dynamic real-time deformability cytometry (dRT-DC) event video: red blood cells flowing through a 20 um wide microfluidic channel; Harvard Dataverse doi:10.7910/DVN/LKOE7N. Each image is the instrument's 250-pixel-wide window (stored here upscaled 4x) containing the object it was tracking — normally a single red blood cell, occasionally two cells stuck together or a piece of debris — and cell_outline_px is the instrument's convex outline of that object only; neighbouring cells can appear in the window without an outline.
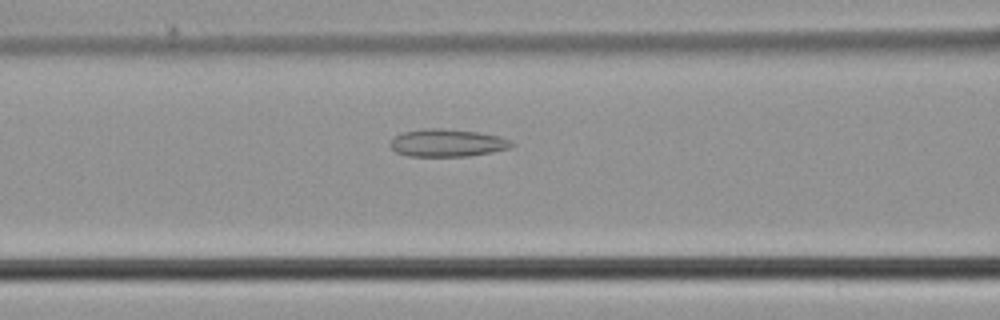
{"species": "common noctule bat (a hibernating species)", "species_latin": "Nyctalus noctula", "temperature_condition": "cold", "stored_images_in_passage": 50, "camera_frame_rate_fps": 3000, "um_per_image_px": 0.085, "animal": {"sex": "male", "body_mass_g": 21.5, "forearm_length_mm": 52.0}, "frame": {"image": 1, "passage_image": 21, "time_ms": 6.667, "image_size_px": [1000, 320], "cell_outline_px": [[516, 144], [508, 148], [492, 152], [468, 156], [408, 156], [396, 152], [388, 144], [400, 132], [424, 128], [440, 128], [476, 132], [500, 136]], "centroid_in_image_um": [37.98, 12.14], "position_along_channel_um": 128.6, "area_um2": 19.48}}
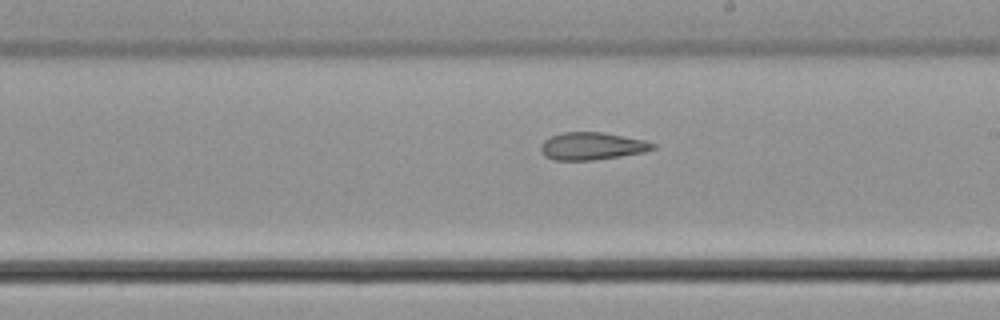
{"frame": {"image": 2, "passage_image": 29, "time_ms": 9.333, "image_size_px": [1000, 320], "cell_outline_px": [[656, 148], [644, 152], [620, 156], [592, 160], [552, 160], [544, 156], [540, 148], [540, 144], [544, 140], [552, 136], [564, 132], [604, 132], [644, 140], [656, 144]], "centroid_in_image_um": [50.31, 12.42], "position_along_channel_um": 238.7, "area_um2": 17.98}}
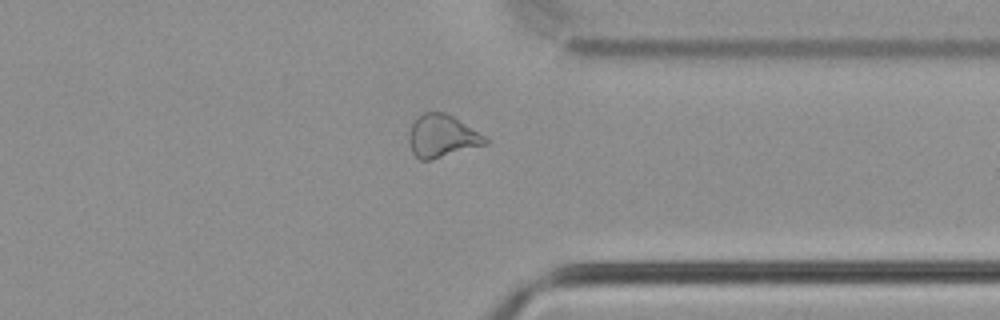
{"frame": {"image": 3, "passage_image": 39, "time_ms": 12.667, "image_size_px": [1000, 320], "cell_outline_px": [[488, 144], [432, 160], [420, 160], [412, 152], [412, 124], [424, 112], [444, 112], [452, 116], [484, 136], [488, 140]], "centroid_in_image_um": [37.62, 11.59], "position_along_channel_um": 373.8, "area_um2": 18.26}}